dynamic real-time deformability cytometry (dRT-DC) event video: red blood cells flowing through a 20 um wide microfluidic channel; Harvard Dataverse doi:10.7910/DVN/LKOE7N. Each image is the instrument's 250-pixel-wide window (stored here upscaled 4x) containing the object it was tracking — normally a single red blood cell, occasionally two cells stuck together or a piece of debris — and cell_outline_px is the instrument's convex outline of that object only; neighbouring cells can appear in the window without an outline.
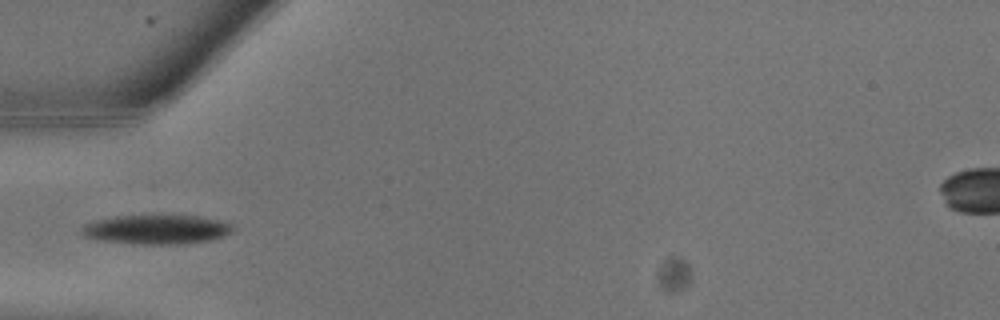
{"species": "common noctule bat (a hibernating species)", "species_latin": "Nyctalus noctula", "temperature_condition": "warm", "stored_images_in_passage": 3, "camera_frame_rate_fps": 3000, "um_per_image_px": 0.085, "animal": {"sex": "male", "body_mass_g": 13.3}, "frame": {"image": 1, "passage_image": 2, "time_ms": 0.333, "image_size_px": [1000, 320], "cell_outline_px": [[236, 228], [232, 232], [224, 236], [208, 240], [188, 244], [140, 244], [96, 240], [84, 236], [84, 224], [96, 220], [116, 216], [200, 216], [220, 220], [232, 224]], "centroid_in_image_um": [13.37, 19.51], "position_along_channel_um": 71.6, "area_um2": 25.72}}